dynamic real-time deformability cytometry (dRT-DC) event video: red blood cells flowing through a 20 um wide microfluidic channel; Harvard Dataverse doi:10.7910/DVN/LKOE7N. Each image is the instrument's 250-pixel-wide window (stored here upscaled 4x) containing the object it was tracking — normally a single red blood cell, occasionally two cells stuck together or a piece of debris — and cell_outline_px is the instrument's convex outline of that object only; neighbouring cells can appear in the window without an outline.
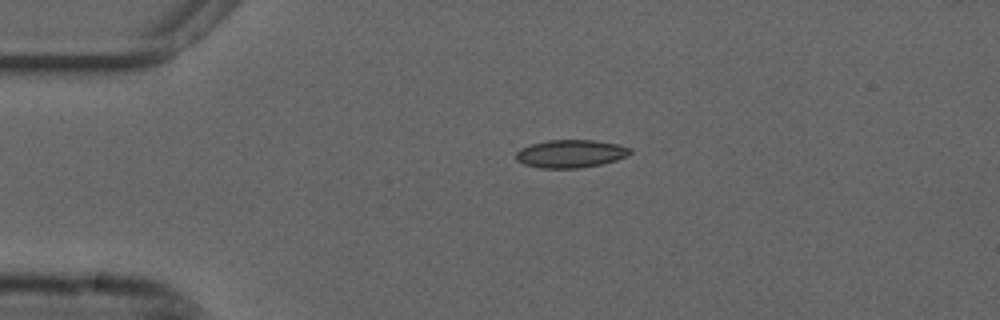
{"species": "common noctule bat (a hibernating species)", "species_latin": "Nyctalus noctula", "temperature_condition": "cold", "stored_images_in_passage": 19, "camera_frame_rate_fps": 3000, "um_per_image_px": 0.085, "animal": {"sex": "male", "forearm_length_mm": 52.5}, "frame": {"image": 1, "passage_image": 1, "time_ms": 0.0, "image_size_px": [1000, 320], "cell_outline_px": [[632, 152], [628, 156], [616, 160], [600, 164], [580, 168], [540, 168], [524, 164], [516, 160], [516, 152], [520, 148], [532, 144], [548, 140], [596, 140], [616, 144], [632, 148]], "centroid_in_image_um": [48.51, 13.06], "position_along_channel_um": 36.5, "area_um2": 18.61}}
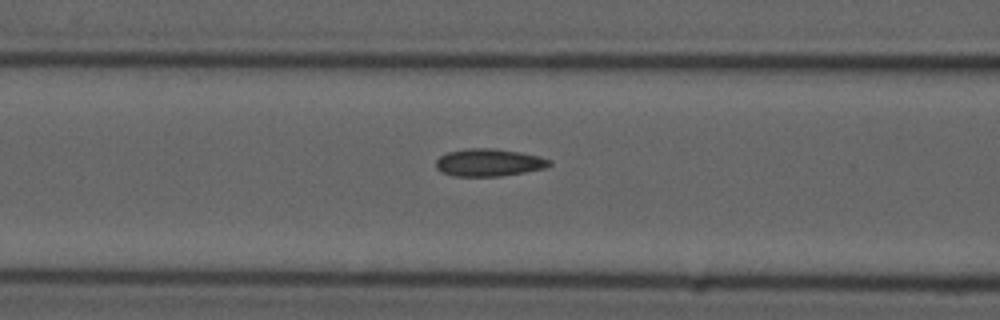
{"frame": {"image": 2, "passage_image": 11, "time_ms": 3.333, "image_size_px": [1000, 320], "cell_outline_px": [[552, 164], [544, 168], [524, 172], [500, 176], [452, 176], [440, 172], [436, 168], [436, 160], [440, 156], [448, 152], [468, 148], [492, 148], [520, 152], [540, 156], [552, 160]], "centroid_in_image_um": [41.55, 13.81], "position_along_channel_um": 125.1, "area_um2": 18.26}}
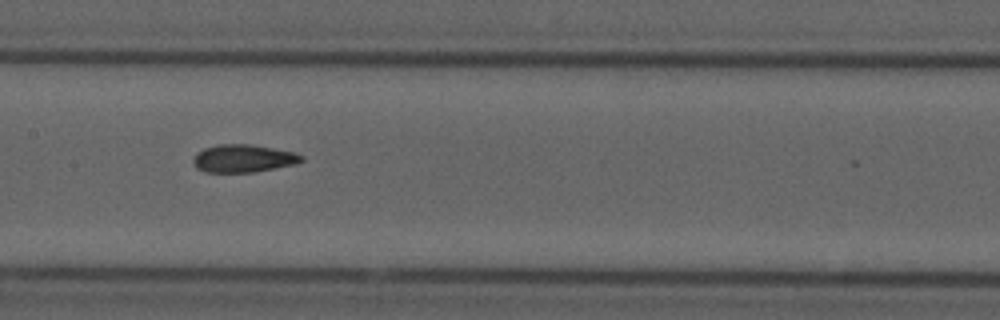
{"frame": {"image": 3, "passage_image": 16, "time_ms": 5.0, "image_size_px": [1000, 320], "cell_outline_px": [[304, 160], [296, 164], [256, 172], [204, 172], [196, 168], [192, 160], [196, 152], [204, 148], [216, 144], [248, 144], [296, 152], [304, 156]], "centroid_in_image_um": [20.68, 13.47], "position_along_channel_um": 186.7, "area_um2": 17.74}}